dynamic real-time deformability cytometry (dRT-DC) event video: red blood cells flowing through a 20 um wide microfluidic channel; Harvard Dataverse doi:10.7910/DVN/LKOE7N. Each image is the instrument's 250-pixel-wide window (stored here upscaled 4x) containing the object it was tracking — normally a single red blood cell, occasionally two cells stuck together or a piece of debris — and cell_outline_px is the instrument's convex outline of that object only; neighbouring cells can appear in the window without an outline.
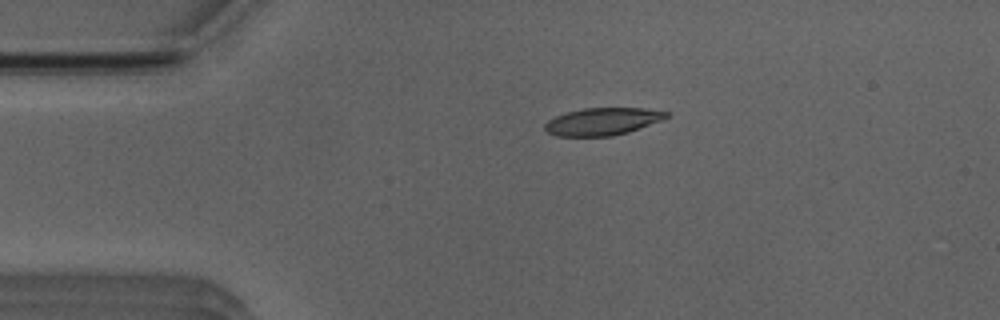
{"species": "Egyptian fruit bat (a non-hibernating species)", "species_latin": "Rousettus aegyptiacus", "temperature_condition": "room temperature", "stored_images_in_passage": 9, "camera_frame_rate_fps": 3000, "um_per_image_px": 0.085, "animal": {"sex": "male"}, "frame": {"image": 1, "passage_image": 1, "time_ms": 0.0, "image_size_px": [1000, 320], "cell_outline_px": [[672, 112], [668, 116], [660, 120], [640, 128], [628, 132], [612, 136], [556, 136], [548, 132], [544, 128], [544, 124], [548, 120], [556, 116], [568, 112], [584, 108], [644, 108]], "centroid_in_image_um": [51.22, 10.32], "position_along_channel_um": 33.8, "area_um2": 19.31}}